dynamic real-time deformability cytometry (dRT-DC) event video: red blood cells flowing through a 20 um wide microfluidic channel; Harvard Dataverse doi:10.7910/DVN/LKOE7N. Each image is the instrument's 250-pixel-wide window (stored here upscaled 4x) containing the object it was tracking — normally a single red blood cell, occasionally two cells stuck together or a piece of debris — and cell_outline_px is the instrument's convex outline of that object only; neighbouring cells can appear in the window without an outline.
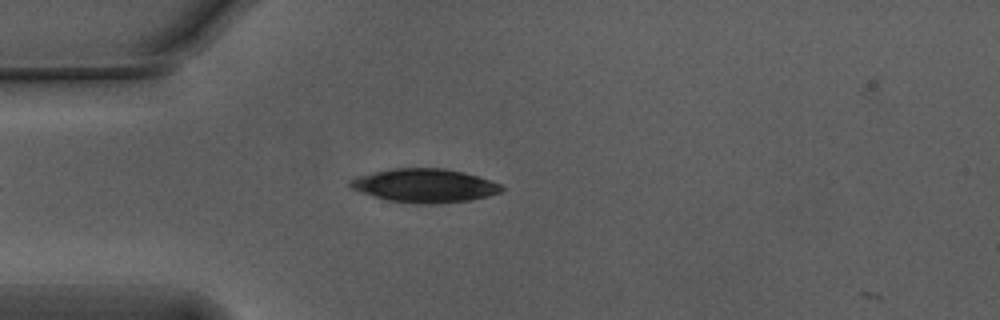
{"species": "Egyptian fruit bat (a non-hibernating species)", "species_latin": "Rousettus aegyptiacus", "temperature_condition": "warm", "stored_images_in_passage": 40, "camera_frame_rate_fps": 3000, "um_per_image_px": 0.085, "animal": {"sex": "male"}, "frame": {"image": 1, "passage_image": 1, "time_ms": 0.0, "image_size_px": [1000, 320], "cell_outline_px": [[504, 188], [500, 192], [488, 196], [472, 200], [440, 204], [416, 204], [388, 200], [360, 192], [352, 188], [348, 184], [348, 180], [360, 176], [376, 172], [396, 168], [444, 168], [464, 172], [500, 184]], "centroid_in_image_um": [36.11, 15.79], "position_along_channel_um": 48.9, "area_um2": 29.54}}
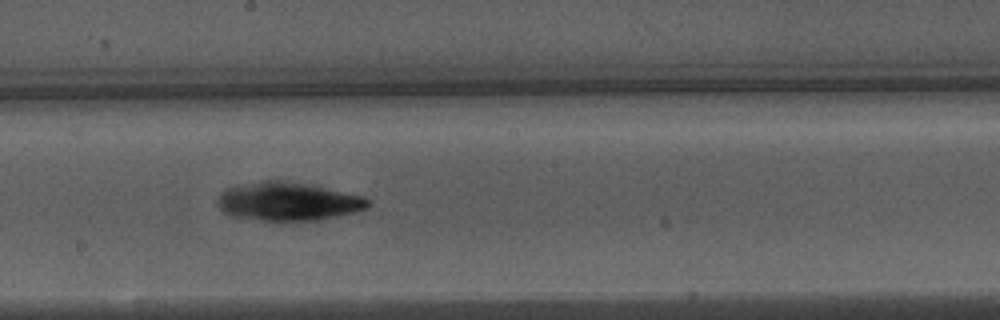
{"frame": {"image": 2, "passage_image": 16, "time_ms": 5.0, "image_size_px": [1000, 320], "cell_outline_px": [[368, 208], [356, 212], [316, 220], [276, 224], [232, 216], [224, 212], [216, 204], [216, 200], [228, 188], [240, 184], [264, 180], [280, 180], [312, 184], [364, 196], [368, 200]], "centroid_in_image_um": [24.47, 17.16], "position_along_channel_um": 223.7, "area_um2": 34.62}}
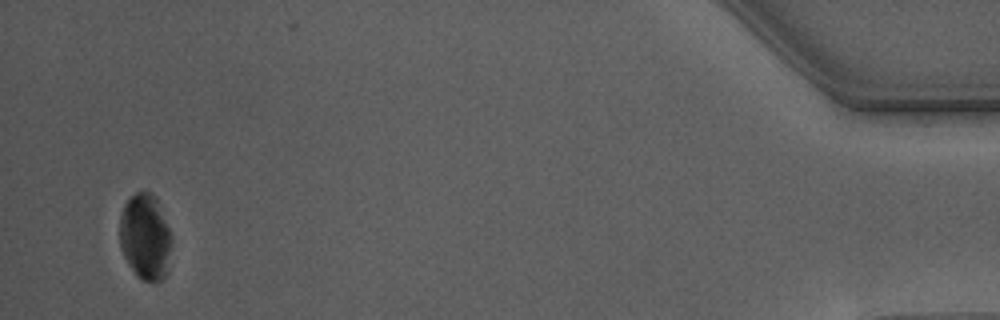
{"frame": {"image": 3, "passage_image": 39, "time_ms": 12.667, "image_size_px": [1000, 320], "cell_outline_px": [[172, 240], [168, 272], [160, 280], [140, 280], [128, 264], [120, 248], [120, 216], [124, 204], [136, 192], [152, 192], [156, 196], [172, 236]], "centroid_in_image_um": [12.36, 20.13], "position_along_channel_um": 422.8, "area_um2": 26.18}}